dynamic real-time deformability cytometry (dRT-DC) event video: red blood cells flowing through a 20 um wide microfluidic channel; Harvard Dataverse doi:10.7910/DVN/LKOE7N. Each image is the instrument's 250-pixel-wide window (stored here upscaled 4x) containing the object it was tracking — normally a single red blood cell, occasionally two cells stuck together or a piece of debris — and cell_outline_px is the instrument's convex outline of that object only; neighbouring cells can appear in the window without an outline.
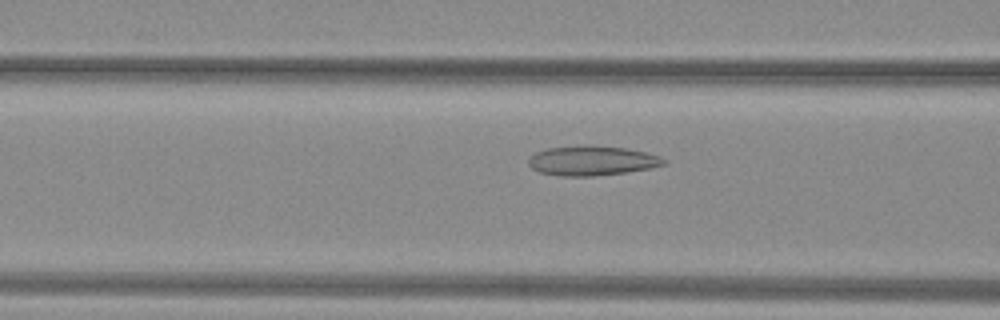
{"species": "common noctule bat (a hibernating species)", "species_latin": "Nyctalus noctula", "temperature_condition": "warm", "stored_images_in_passage": 33, "camera_frame_rate_fps": 3000, "um_per_image_px": 0.085, "animal": {"sex": "female", "body_mass_g": 29.2, "forearm_length_mm": 56.3}, "frame": {"image": 1, "passage_image": 8, "time_ms": 2.333, "image_size_px": [1000, 320], "cell_outline_px": [[668, 160], [664, 164], [652, 168], [624, 172], [592, 176], [560, 176], [540, 172], [532, 168], [528, 164], [528, 156], [536, 152], [548, 148], [584, 144], [592, 144], [628, 148], [660, 156]], "centroid_in_image_um": [50.3, 13.63], "position_along_channel_um": 116.3, "area_um2": 23.7}}
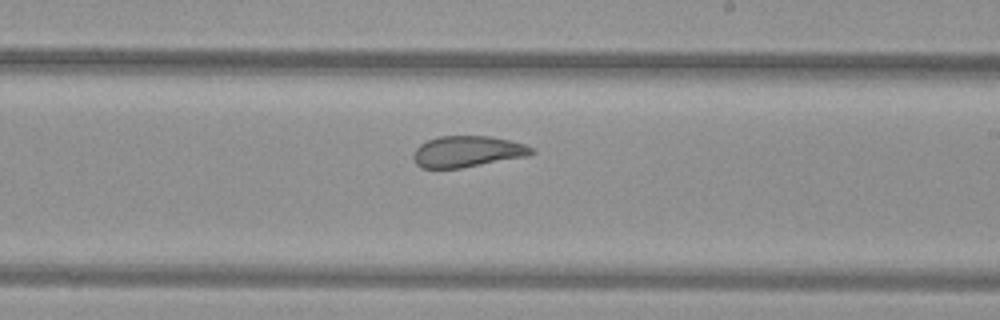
{"frame": {"image": 2, "passage_image": 18, "time_ms": 5.667, "image_size_px": [1000, 320], "cell_outline_px": [[536, 152], [528, 156], [460, 168], [420, 168], [416, 164], [412, 156], [412, 152], [420, 144], [428, 140], [440, 136], [488, 136], [508, 140], [524, 144], [532, 148]], "centroid_in_image_um": [39.69, 12.88], "position_along_channel_um": 249.3, "area_um2": 21.44}}
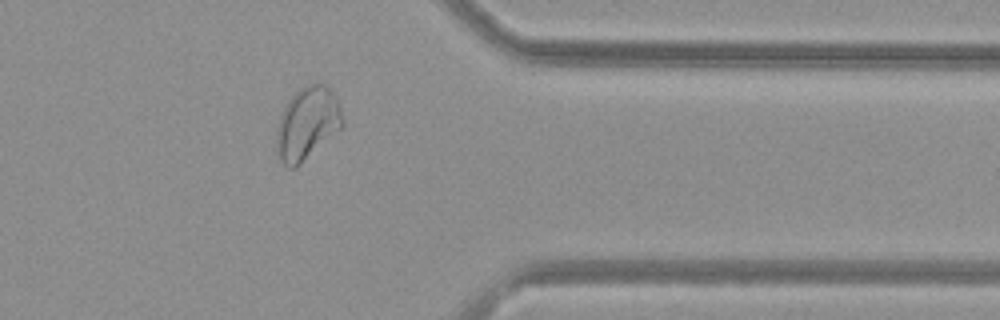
{"frame": {"image": 3, "passage_image": 29, "time_ms": 9.333, "image_size_px": [1000, 320], "cell_outline_px": [[344, 124], [340, 128], [296, 168], [288, 168], [276, 156], [276, 128], [280, 116], [288, 100], [304, 84], [316, 80], [324, 84], [336, 96], [344, 120]], "centroid_in_image_um": [26.09, 10.47], "position_along_channel_um": 385.3, "area_um2": 28.15}}